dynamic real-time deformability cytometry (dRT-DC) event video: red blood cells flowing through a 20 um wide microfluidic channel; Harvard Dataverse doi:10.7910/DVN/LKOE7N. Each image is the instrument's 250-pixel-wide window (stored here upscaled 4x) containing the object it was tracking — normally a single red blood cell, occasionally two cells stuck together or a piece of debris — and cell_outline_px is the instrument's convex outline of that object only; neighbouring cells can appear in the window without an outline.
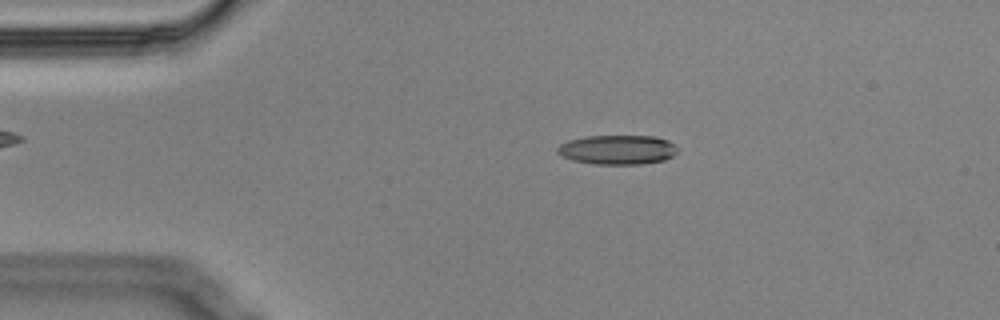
{"species": "Egyptian fruit bat (a non-hibernating species)", "species_latin": "Rousettus aegyptiacus", "temperature_condition": "cold", "stored_images_in_passage": 9, "camera_frame_rate_fps": 3000, "um_per_image_px": 0.085, "animal": {"sex": "male"}, "frame": {"image": 1, "passage_image": 2, "time_ms": 0.333, "image_size_px": [1000, 320], "cell_outline_px": [[676, 152], [672, 156], [664, 160], [640, 164], [596, 164], [572, 160], [556, 152], [556, 148], [560, 144], [568, 140], [584, 136], [656, 136], [668, 140], [676, 148]], "centroid_in_image_um": [52.46, 12.72], "position_along_channel_um": 32.5, "area_um2": 20.52}}
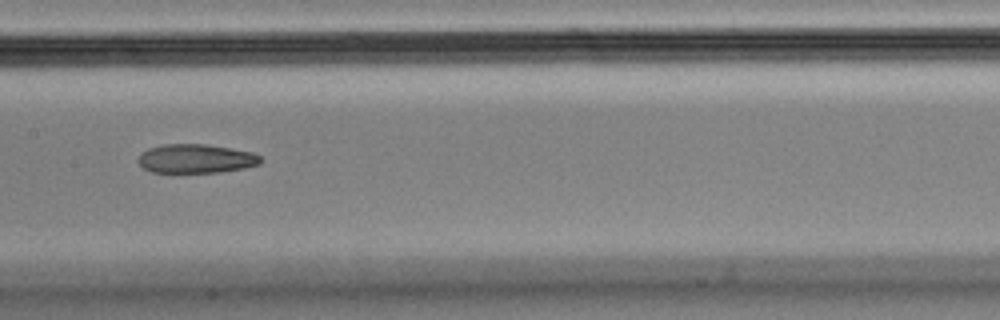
{"frame": {"image": 2, "passage_image": 7, "time_ms": 2.0, "image_size_px": [1000, 320], "cell_outline_px": [[260, 164], [244, 168], [220, 172], [152, 172], [144, 168], [140, 164], [140, 156], [148, 148], [164, 144], [204, 144], [252, 152], [260, 156]], "centroid_in_image_um": [16.67, 13.48], "position_along_channel_um": 190.7, "area_um2": 20.29}}
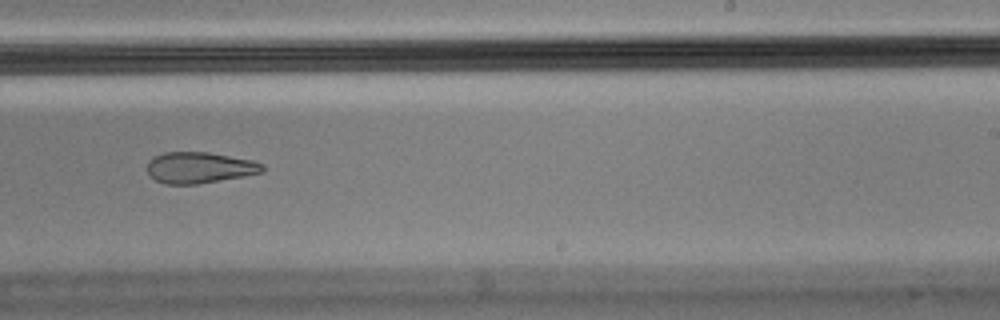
{"frame": {"image": 3, "passage_image": 9, "time_ms": 2.667, "image_size_px": [1000, 320], "cell_outline_px": [[264, 172], [244, 176], [196, 184], [168, 184], [156, 180], [148, 172], [148, 160], [164, 152], [208, 152], [252, 160], [264, 164]], "centroid_in_image_um": [16.98, 14.24], "position_along_channel_um": 272.0, "area_um2": 20.75}}